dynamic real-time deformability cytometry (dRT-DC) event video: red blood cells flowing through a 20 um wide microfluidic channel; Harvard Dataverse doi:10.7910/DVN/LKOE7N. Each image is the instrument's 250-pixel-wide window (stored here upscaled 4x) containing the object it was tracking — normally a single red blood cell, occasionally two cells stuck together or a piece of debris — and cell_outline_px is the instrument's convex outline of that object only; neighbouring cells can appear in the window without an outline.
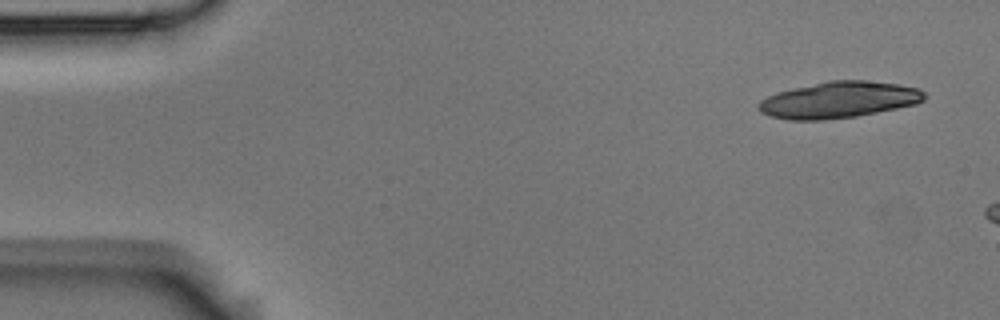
{"species": "Egyptian fruit bat (a non-hibernating species)", "species_latin": "Rousettus aegyptiacus", "temperature_condition": "room temperature", "stored_images_in_passage": 3, "camera_frame_rate_fps": 3000, "um_per_image_px": 0.085, "animal": {"sex": "male"}, "frame": {"image": 1, "passage_image": 1, "time_ms": 0.0, "image_size_px": [1000, 320], "cell_outline_px": [[928, 96], [924, 100], [916, 104], [856, 116], [820, 120], [788, 120], [768, 116], [760, 112], [756, 104], [760, 100], [776, 92], [792, 88], [828, 80], [864, 80], [900, 84], [920, 88]], "centroid_in_image_um": [71.28, 8.48], "position_along_channel_um": 13.7, "area_um2": 35.43}}